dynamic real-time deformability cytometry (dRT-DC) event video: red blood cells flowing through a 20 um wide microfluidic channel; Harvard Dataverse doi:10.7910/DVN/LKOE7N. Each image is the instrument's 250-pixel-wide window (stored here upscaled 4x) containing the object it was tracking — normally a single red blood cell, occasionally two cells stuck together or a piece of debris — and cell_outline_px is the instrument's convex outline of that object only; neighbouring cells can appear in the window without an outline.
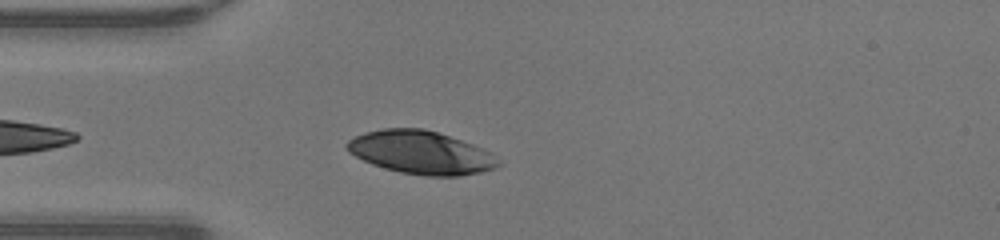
{"species": "human", "species_latin": "Homo sapiens", "temperature_condition": "warm", "stored_images_in_passage": 28, "camera_frame_rate_fps": 3000, "um_per_image_px": 0.085, "donor": {"sex": "male"}, "frame": {"image": 1, "passage_image": 4, "time_ms": 1.0, "image_size_px": [1000, 240], "cell_outline_px": [[504, 164], [496, 168], [480, 172], [460, 176], [424, 176], [400, 172], [384, 168], [372, 164], [348, 152], [344, 148], [344, 144], [348, 140], [364, 132], [384, 128], [424, 128], [472, 144], [488, 152], [500, 160]], "centroid_in_image_um": [35.75, 12.97], "position_along_channel_um": 49.2, "area_um2": 38.03}}
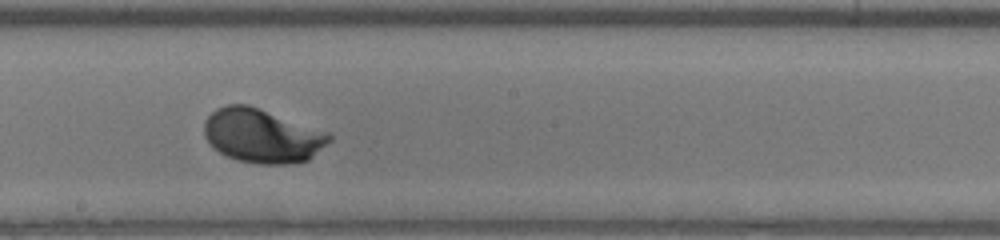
{"frame": {"image": 2, "passage_image": 17, "time_ms": 5.333, "image_size_px": [1000, 240], "cell_outline_px": [[332, 140], [308, 160], [292, 164], [260, 164], [236, 160], [220, 152], [204, 136], [204, 124], [208, 116], [216, 108], [228, 104], [248, 104], [332, 132]], "centroid_in_image_um": [22.34, 11.53], "position_along_channel_um": 225.9, "area_um2": 39.65}}
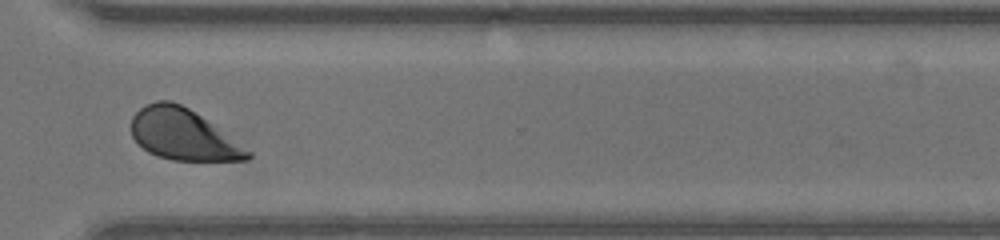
{"frame": {"image": 3, "passage_image": 26, "time_ms": 8.333, "image_size_px": [1000, 240], "cell_outline_px": [[252, 156], [248, 160], [172, 160], [148, 152], [132, 136], [132, 116], [140, 108], [156, 100], [172, 100], [188, 108], [200, 116], [252, 152]], "centroid_in_image_um": [15.54, 11.43], "position_along_channel_um": 355.1, "area_um2": 33.99}, "authors_computed_cell_mechanics": {"area_um2": 38.0613, "velocity_mm_per_s": 4.3242, "shape_relaxation_time_tau1_ms": 1.3281, "shape_relaxation_time_tau2_ms": null, "deformation_change_tau1": 0.1305, "deformation_change_tau2": null}}